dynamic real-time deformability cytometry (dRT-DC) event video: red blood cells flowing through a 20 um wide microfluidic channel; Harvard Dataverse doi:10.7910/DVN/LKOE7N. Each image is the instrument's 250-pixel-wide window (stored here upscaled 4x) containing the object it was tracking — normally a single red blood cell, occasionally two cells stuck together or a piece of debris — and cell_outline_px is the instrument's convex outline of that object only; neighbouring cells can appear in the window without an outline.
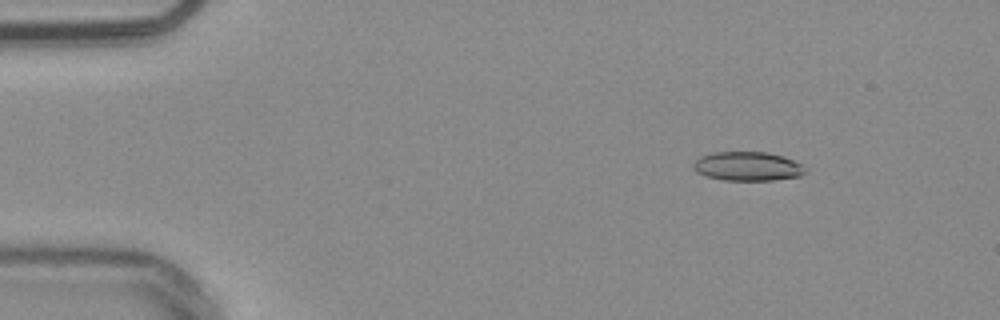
{"species": "common noctule bat (a hibernating species)", "species_latin": "Nyctalus noctula", "temperature_condition": "warm", "stored_images_in_passage": 55, "camera_frame_rate_fps": 3000, "um_per_image_px": 0.085, "animal": {"sex": "male", "body_mass_g": 20.4}, "frame": {"image": 1, "passage_image": 6, "time_ms": 1.667, "image_size_px": [1000, 320], "cell_outline_px": [[808, 168], [800, 176], [772, 180], [724, 180], [704, 176], [696, 172], [692, 168], [692, 164], [700, 156], [712, 152], [768, 152], [784, 156]], "centroid_in_image_um": [63.51, 14.13], "position_along_channel_um": 21.5, "area_um2": 19.07}}